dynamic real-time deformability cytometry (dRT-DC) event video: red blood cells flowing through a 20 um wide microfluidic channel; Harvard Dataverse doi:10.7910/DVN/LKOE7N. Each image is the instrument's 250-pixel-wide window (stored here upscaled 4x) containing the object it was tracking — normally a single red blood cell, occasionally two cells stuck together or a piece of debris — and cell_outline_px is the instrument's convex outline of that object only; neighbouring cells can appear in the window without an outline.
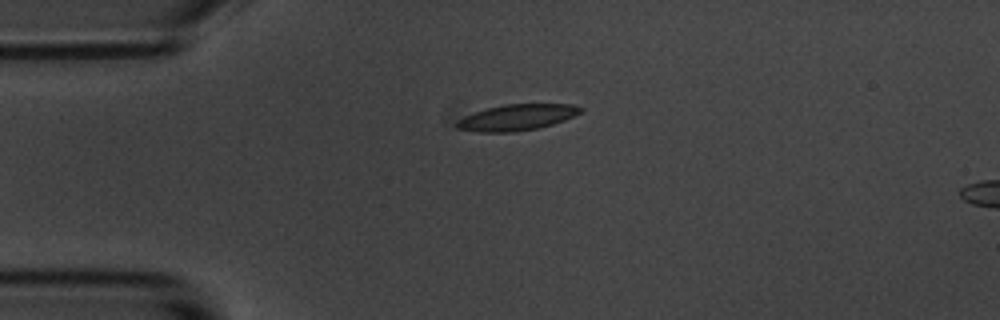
{"species": "common noctule bat (a hibernating species)", "species_latin": "Nyctalus noctula", "temperature_condition": "room temperature", "stored_images_in_passage": 5, "camera_frame_rate_fps": 3000, "um_per_image_px": 0.085, "animal": {"sex": "male", "body_mass_g": 20.1, "forearm_length_mm": 53.5}, "frame": {"image": 1, "passage_image": 5, "time_ms": 4.667, "image_size_px": [1000, 320], "cell_outline_px": [[584, 108], [580, 112], [564, 120], [552, 124], [536, 128], [516, 132], [476, 132], [456, 128], [456, 120], [464, 116], [488, 108], [504, 104], [572, 104]], "centroid_in_image_um": [43.9, 9.98], "position_along_channel_um": 41.1, "area_um2": 18.67}}